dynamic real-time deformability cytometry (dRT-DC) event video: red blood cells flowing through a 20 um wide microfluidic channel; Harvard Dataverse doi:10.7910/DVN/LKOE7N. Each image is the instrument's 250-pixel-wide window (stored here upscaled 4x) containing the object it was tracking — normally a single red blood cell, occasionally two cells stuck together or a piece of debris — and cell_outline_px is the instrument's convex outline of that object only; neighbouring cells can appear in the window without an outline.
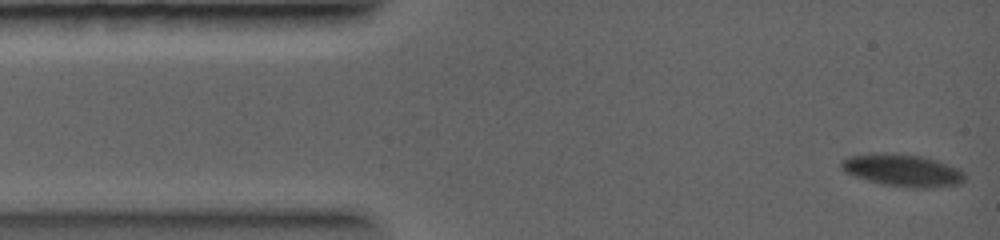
{"species": "common noctule bat (a hibernating species)", "species_latin": "Nyctalus noctula", "temperature_condition": "warm", "stored_images_in_passage": 37, "camera_frame_rate_fps": 5000, "um_per_image_px": 0.085, "animal": {"sex": "female", "body_mass_g": 19.0, "forearm_length_mm": 56.7}, "frame": {"image": 1, "passage_image": 1, "time_ms": 0.0, "image_size_px": [1000, 240], "cell_outline_px": [[964, 180], [960, 184], [928, 188], [916, 188], [880, 184], [844, 172], [840, 168], [840, 160], [852, 156], [868, 152], [920, 156], [936, 160], [960, 168], [964, 172]], "centroid_in_image_um": [76.7, 14.48], "position_along_channel_um": 8.3, "area_um2": 23.18}}
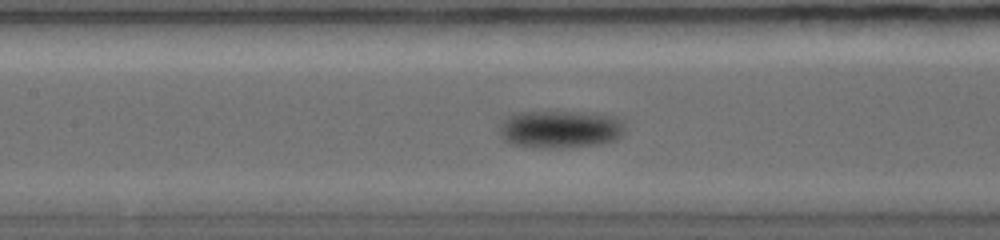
{"frame": {"image": 2, "passage_image": 12, "time_ms": 5.0, "image_size_px": [1000, 240], "cell_outline_px": [[624, 132], [616, 140], [600, 144], [560, 148], [544, 148], [508, 144], [500, 136], [500, 120], [512, 112], [596, 112], [616, 116], [624, 120]], "centroid_in_image_um": [47.61, 10.97], "position_along_channel_um": 159.8, "area_um2": 28.32}}
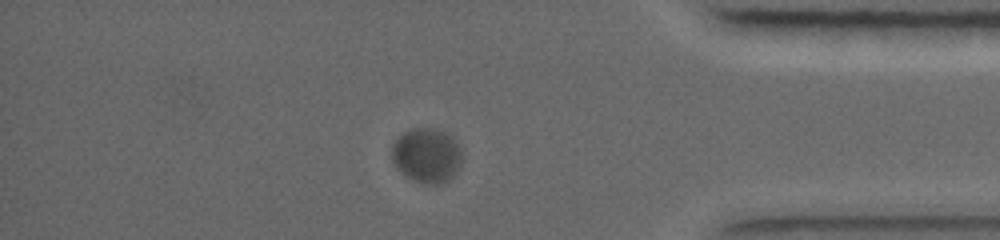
{"frame": {"image": 3, "passage_image": 28, "time_ms": 10.6, "image_size_px": [1000, 240], "cell_outline_px": [[464, 148], [460, 164], [456, 172], [448, 180], [436, 184], [428, 184], [416, 180], [400, 172], [396, 168], [392, 160], [392, 144], [404, 132], [412, 128], [436, 128], [452, 132]], "centroid_in_image_um": [36.34, 13.15], "position_along_channel_um": 398.9, "area_um2": 22.89}}